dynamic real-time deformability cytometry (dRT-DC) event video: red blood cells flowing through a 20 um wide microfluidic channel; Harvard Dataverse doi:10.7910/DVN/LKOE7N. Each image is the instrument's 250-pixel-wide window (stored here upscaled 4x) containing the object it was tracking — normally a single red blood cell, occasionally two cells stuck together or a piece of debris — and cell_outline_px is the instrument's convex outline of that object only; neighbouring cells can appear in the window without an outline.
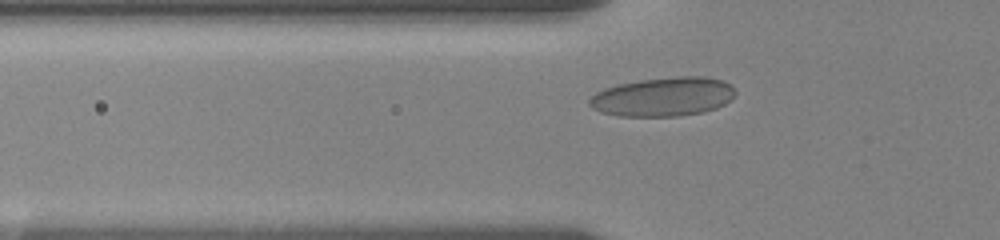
{"species": "human", "species_latin": "Homo sapiens", "temperature_condition": "room temperature", "stored_images_in_passage": 49, "camera_frame_rate_fps": 3000, "um_per_image_px": 0.085, "donor": {"sex": "female"}, "frame": {"image": 1, "passage_image": 11, "time_ms": 3.333, "image_size_px": [1000, 240], "cell_outline_px": [[736, 96], [732, 100], [716, 108], [704, 112], [676, 116], [620, 116], [600, 112], [592, 108], [588, 104], [588, 100], [596, 92], [604, 88], [620, 84], [640, 80], [676, 76], [704, 76], [724, 80], [732, 84], [736, 92]], "centroid_in_image_um": [56.41, 8.22], "position_along_channel_um": 69.4, "area_um2": 33.52}}
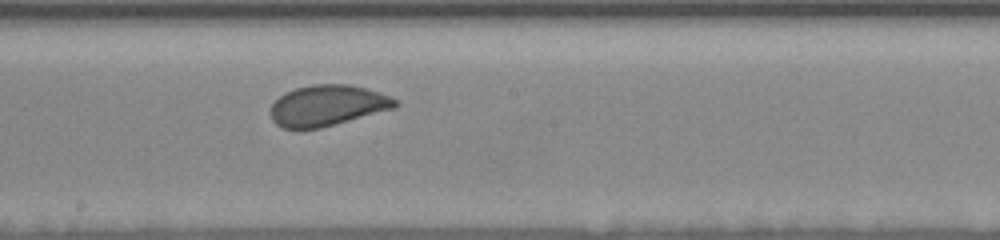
{"frame": {"image": 2, "passage_image": 24, "time_ms": 7.667, "image_size_px": [1000, 240], "cell_outline_px": [[400, 104], [396, 108], [320, 128], [284, 128], [276, 124], [272, 120], [272, 104], [284, 92], [296, 88], [312, 84], [352, 84], [368, 88], [388, 96], [396, 100]], "centroid_in_image_um": [27.86, 8.95], "position_along_channel_um": 220.3, "area_um2": 29.59}}
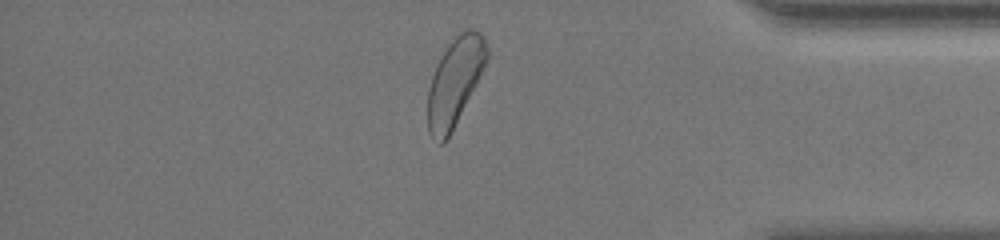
{"frame": {"image": 3, "passage_image": 41, "time_ms": 13.333, "image_size_px": [1000, 240], "cell_outline_px": [[488, 56], [444, 144], [440, 144], [432, 140], [428, 132], [428, 88], [436, 64], [448, 44], [460, 32], [468, 28], [472, 28], [480, 32], [484, 36], [488, 52]], "centroid_in_image_um": [38.61, 6.91], "position_along_channel_um": 396.6, "area_um2": 29.19}, "authors_computed_cell_mechanics": {"area_um2": 30.634, "velocity_mm_per_s": 3.4973, "shape_relaxation_time_tau1_ms": 3.0898, "shape_relaxation_time_tau2_ms": 0.8526, "deformation_change_tau1": 0.0857, "deformation_change_tau2": 0.0556}}